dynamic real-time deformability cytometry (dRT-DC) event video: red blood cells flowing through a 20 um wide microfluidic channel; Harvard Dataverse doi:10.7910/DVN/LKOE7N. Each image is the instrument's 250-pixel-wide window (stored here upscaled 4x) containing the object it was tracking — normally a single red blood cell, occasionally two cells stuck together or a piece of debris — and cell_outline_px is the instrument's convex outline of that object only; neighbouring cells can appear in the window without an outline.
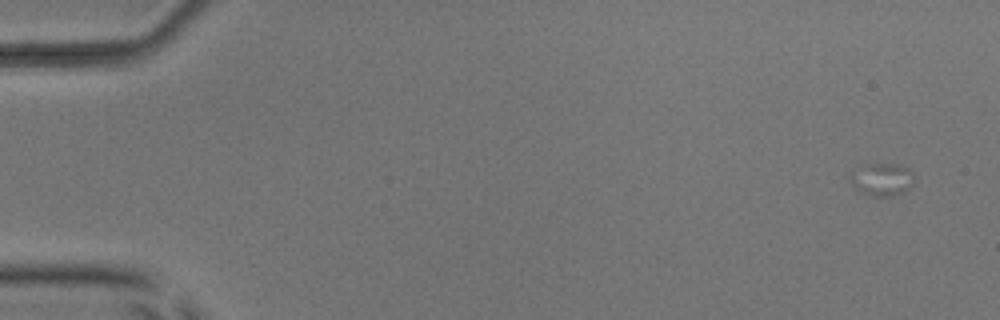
{"species": "common noctule bat (a hibernating species)", "species_latin": "Nyctalus noctula", "temperature_condition": "room temperature", "stored_images_in_passage": 5, "camera_frame_rate_fps": 3000, "um_per_image_px": 0.085, "animal": {"sex": "male", "body_mass_g": 17.9, "forearm_length_mm": 54.2}, "frame": {"image": 1, "passage_image": 1, "time_ms": 0.0, "image_size_px": [1000, 320], "cell_outline_px": [[912, 184], [908, 188], [892, 196], [872, 196], [860, 192], [852, 184], [848, 176], [864, 164], [896, 164], [908, 168], [912, 172]], "centroid_in_image_um": [74.93, 15.24], "position_along_channel_um": 10.1, "area_um2": 11.91}}